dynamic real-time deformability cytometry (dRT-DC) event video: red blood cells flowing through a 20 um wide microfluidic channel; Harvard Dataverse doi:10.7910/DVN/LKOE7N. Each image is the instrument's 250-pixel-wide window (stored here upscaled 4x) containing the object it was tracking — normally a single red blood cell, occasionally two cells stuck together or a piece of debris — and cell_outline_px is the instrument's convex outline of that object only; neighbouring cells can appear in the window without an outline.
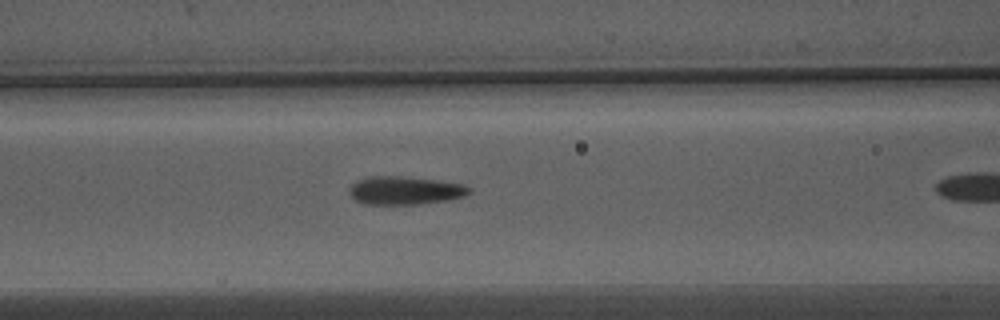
{"species": "Egyptian fruit bat (a non-hibernating species)", "species_latin": "Rousettus aegyptiacus", "temperature_condition": "warm", "stored_images_in_passage": 11, "camera_frame_rate_fps": 3000, "um_per_image_px": 0.085, "animal": {"sex": "male"}, "frame": {"image": 1, "passage_image": 10, "time_ms": 3.0, "image_size_px": [1000, 320], "cell_outline_px": [[472, 192], [464, 196], [448, 200], [420, 204], [364, 204], [356, 200], [352, 196], [352, 184], [356, 180], [368, 176], [396, 176], [432, 180], [464, 184]], "centroid_in_image_um": [34.43, 16.19], "position_along_channel_um": 132.2, "area_um2": 19.36}}